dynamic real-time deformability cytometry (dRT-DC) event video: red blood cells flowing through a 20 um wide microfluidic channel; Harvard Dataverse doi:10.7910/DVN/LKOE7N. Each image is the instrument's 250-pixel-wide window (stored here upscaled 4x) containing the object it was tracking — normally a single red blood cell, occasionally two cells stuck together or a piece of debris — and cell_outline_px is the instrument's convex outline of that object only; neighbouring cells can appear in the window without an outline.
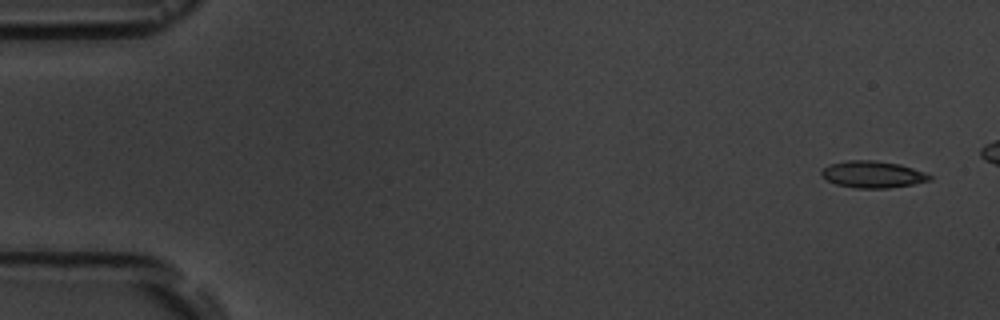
{"species": "common noctule bat (a hibernating species)", "species_latin": "Nyctalus noctula", "temperature_condition": "room temperature", "stored_images_in_passage": 6, "camera_frame_rate_fps": 3000, "um_per_image_px": 0.085, "animal": {"sex": "male", "body_mass_g": 19.5, "forearm_length_mm": 54.6}, "frame": {"image": 1, "passage_image": 1, "time_ms": 0.0, "image_size_px": [1000, 320], "cell_outline_px": [[932, 180], [912, 184], [888, 188], [856, 188], [836, 184], [820, 176], [820, 172], [824, 168], [832, 164], [848, 160], [872, 160], [900, 164], [924, 172], [932, 176]], "centroid_in_image_um": [74.18, 14.83], "position_along_channel_um": 10.8, "area_um2": 16.76}}